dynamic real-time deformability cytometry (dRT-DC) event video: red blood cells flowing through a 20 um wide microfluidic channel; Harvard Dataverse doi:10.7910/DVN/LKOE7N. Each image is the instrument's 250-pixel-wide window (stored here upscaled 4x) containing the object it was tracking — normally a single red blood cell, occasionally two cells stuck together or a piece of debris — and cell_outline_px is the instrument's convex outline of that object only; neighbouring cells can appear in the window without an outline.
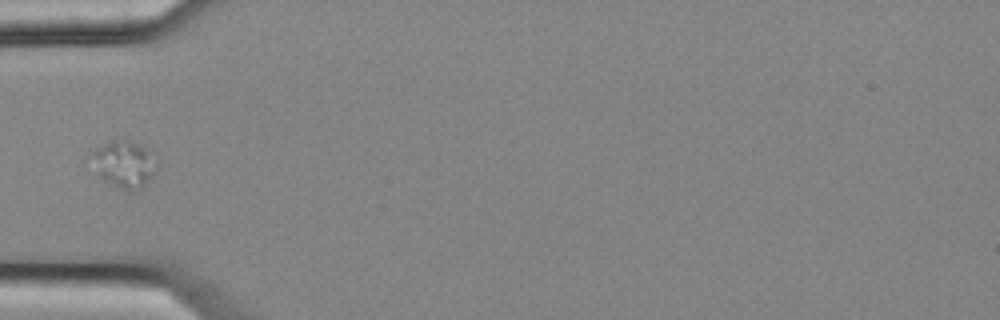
{"species": "common noctule bat (a hibernating species)", "species_latin": "Nyctalus noctula", "temperature_condition": "cold", "stored_images_in_passage": 5, "camera_frame_rate_fps": 3000, "um_per_image_px": 0.085, "animal": {"sex": "female", "body_mass_g": 25.1}, "frame": {"image": 1, "passage_image": 5, "time_ms": 1.333, "image_size_px": [1000, 320], "cell_outline_px": [[156, 172], [140, 188], [120, 188], [104, 180], [100, 176], [92, 152], [96, 148], [112, 140], [136, 144], [144, 148], [156, 168]], "centroid_in_image_um": [10.53, 13.96], "position_along_channel_um": 74.5, "area_um2": 16.13}}